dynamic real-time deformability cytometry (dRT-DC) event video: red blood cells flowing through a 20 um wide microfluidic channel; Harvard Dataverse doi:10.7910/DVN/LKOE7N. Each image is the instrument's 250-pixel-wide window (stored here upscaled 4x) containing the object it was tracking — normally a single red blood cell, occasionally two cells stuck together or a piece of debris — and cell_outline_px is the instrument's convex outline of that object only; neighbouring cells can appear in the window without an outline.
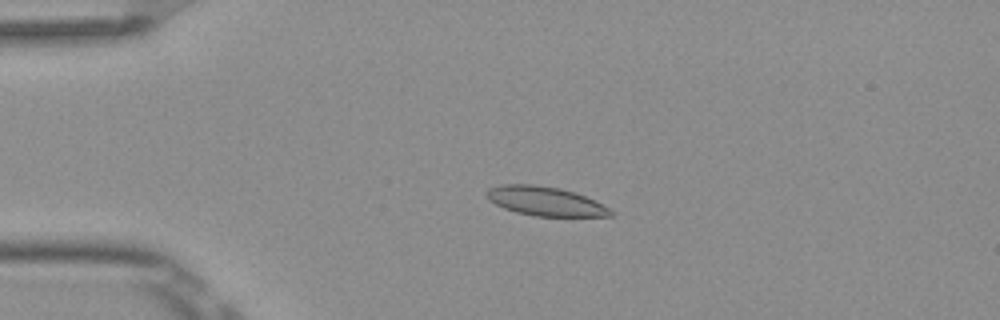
{"species": "Egyptian fruit bat (a non-hibernating species)", "species_latin": "Rousettus aegyptiacus", "temperature_condition": "room temperature", "stored_images_in_passage": 4, "camera_frame_rate_fps": 3000, "um_per_image_px": 0.085, "frame": {"image": 1, "passage_image": 3, "time_ms": 0.667, "image_size_px": [1000, 320], "cell_outline_px": [[616, 212], [612, 216], [536, 216], [516, 212], [504, 208], [488, 200], [484, 192], [488, 188], [500, 184], [532, 184], [560, 188], [584, 196]], "centroid_in_image_um": [46.28, 17.1], "position_along_channel_um": 38.7, "area_um2": 20.92}}